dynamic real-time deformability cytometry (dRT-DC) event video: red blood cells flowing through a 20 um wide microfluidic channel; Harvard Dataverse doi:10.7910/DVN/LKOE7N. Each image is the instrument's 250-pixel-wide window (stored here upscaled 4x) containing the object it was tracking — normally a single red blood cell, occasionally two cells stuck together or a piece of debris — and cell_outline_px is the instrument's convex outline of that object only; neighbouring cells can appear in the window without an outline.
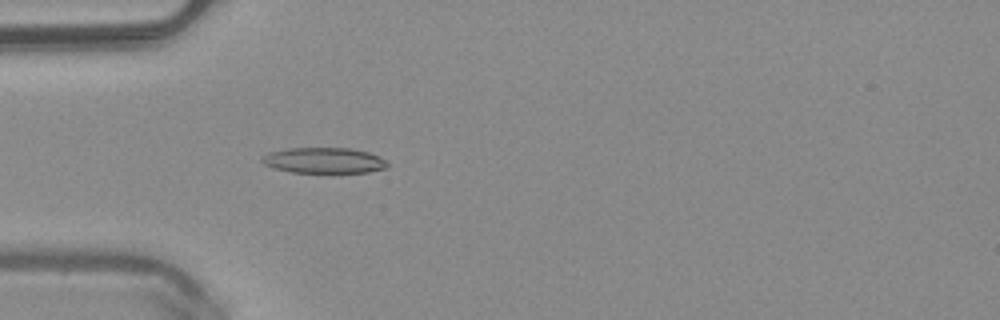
{"species": "common noctule bat (a hibernating species)", "species_latin": "Nyctalus noctula", "temperature_condition": "warm", "stored_images_in_passage": 51, "camera_frame_rate_fps": 3000, "um_per_image_px": 0.085, "animal": {"sex": "male", "body_mass_g": 20.4}, "frame": {"image": 1, "passage_image": 16, "time_ms": 5.0, "image_size_px": [1000, 320], "cell_outline_px": [[388, 168], [368, 172], [292, 172], [272, 168], [264, 164], [260, 160], [260, 156], [268, 152], [288, 148], [352, 148], [368, 152], [380, 156], [388, 164]], "centroid_in_image_um": [27.5, 13.63], "position_along_channel_um": 57.5, "area_um2": 18.9}}
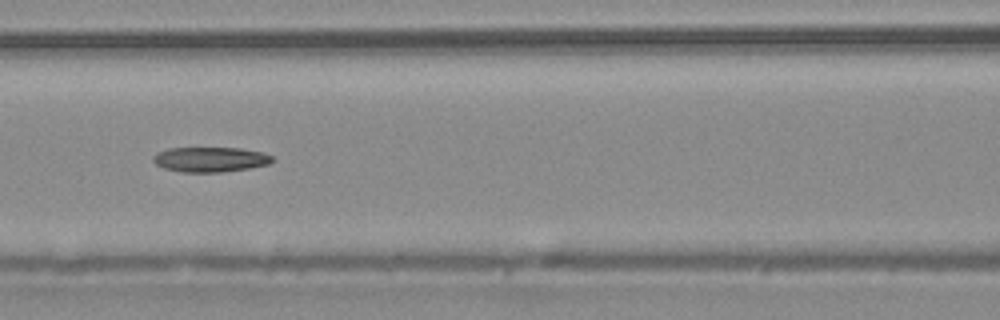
{"frame": {"image": 2, "passage_image": 23, "time_ms": 7.333, "image_size_px": [1000, 320], "cell_outline_px": [[272, 160], [268, 164], [248, 168], [220, 172], [180, 172], [164, 168], [156, 164], [152, 160], [152, 156], [156, 152], [168, 148], [240, 148], [260, 152], [272, 156]], "centroid_in_image_um": [17.8, 13.55], "position_along_channel_um": 148.8, "area_um2": 17.22}}
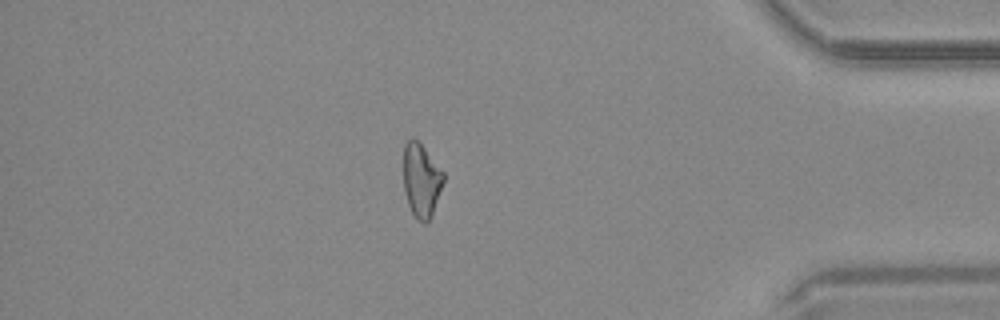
{"frame": {"image": 3, "passage_image": 44, "time_ms": 14.333, "image_size_px": [1000, 320], "cell_outline_px": [[444, 180], [428, 224], [424, 224], [416, 220], [408, 204], [404, 188], [404, 144], [412, 136], [424, 148], [444, 172]], "centroid_in_image_um": [35.8, 15.34], "position_along_channel_um": 399.4, "area_um2": 17.05}, "authors_computed_cell_mechanics": {"area_um2": 18.2648, "velocity_mm_per_s": 4.0781, "shape_relaxation_time_tau1_ms": 10.8738, "shape_relaxation_time_tau2_ms": 8.7622, "deformation_change_tau1": 0.2044, "deformation_change_tau2": 0.2223}}